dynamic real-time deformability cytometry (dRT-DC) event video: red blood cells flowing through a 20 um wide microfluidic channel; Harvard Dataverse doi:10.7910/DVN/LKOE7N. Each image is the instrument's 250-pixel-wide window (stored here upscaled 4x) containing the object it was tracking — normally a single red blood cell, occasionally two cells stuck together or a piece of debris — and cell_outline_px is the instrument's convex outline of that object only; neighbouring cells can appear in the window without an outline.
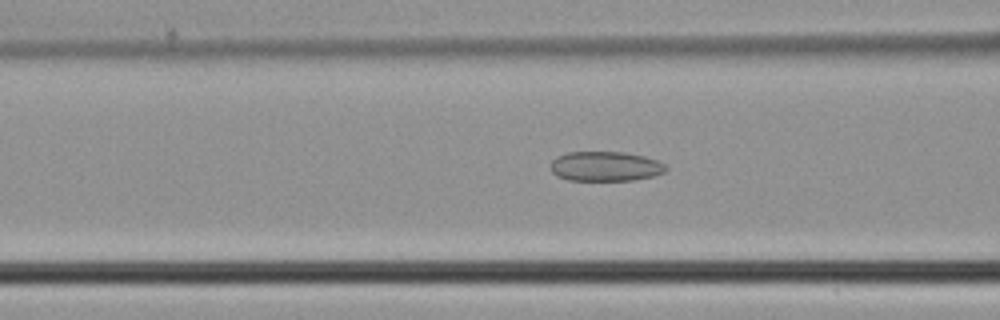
{"species": "common noctule bat (a hibernating species)", "species_latin": "Nyctalus noctula", "temperature_condition": "cold", "stored_images_in_passage": 46, "camera_frame_rate_fps": 3000, "um_per_image_px": 0.085, "animal": {"sex": "male", "body_mass_g": 21.5, "forearm_length_mm": 52.0}, "frame": {"image": 1, "passage_image": 18, "time_ms": 5.667, "image_size_px": [1000, 320], "cell_outline_px": [[668, 168], [664, 172], [652, 176], [632, 180], [568, 180], [556, 176], [552, 172], [552, 160], [556, 156], [568, 152], [624, 152], [644, 156], [656, 160], [664, 164]], "centroid_in_image_um": [51.44, 14.13], "position_along_channel_um": 115.2, "area_um2": 19.88}}
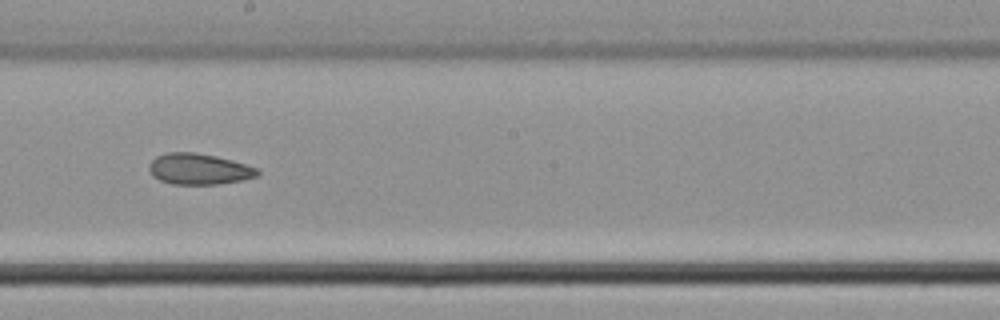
{"frame": {"image": 2, "passage_image": 26, "time_ms": 8.333, "image_size_px": [1000, 320], "cell_outline_px": [[260, 172], [256, 176], [240, 180], [216, 184], [172, 184], [160, 180], [152, 176], [148, 168], [148, 164], [156, 156], [168, 152], [196, 152], [216, 156], [232, 160], [256, 168]], "centroid_in_image_um": [16.85, 14.36], "position_along_channel_um": 231.3, "area_um2": 19.48}}
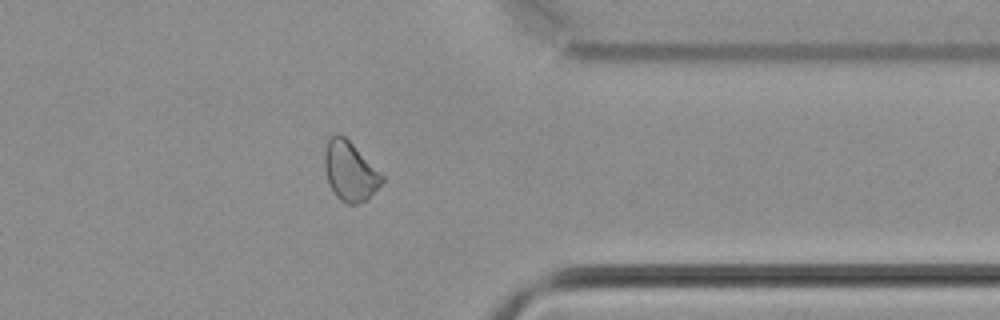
{"frame": {"image": 3, "passage_image": 37, "time_ms": 12.0, "image_size_px": [1000, 320], "cell_outline_px": [[384, 180], [364, 200], [356, 204], [348, 204], [340, 200], [336, 196], [328, 180], [324, 168], [324, 152], [328, 140], [336, 132], [344, 136], [384, 176]], "centroid_in_image_um": [29.71, 14.53], "position_along_channel_um": 381.7, "area_um2": 19.31}}